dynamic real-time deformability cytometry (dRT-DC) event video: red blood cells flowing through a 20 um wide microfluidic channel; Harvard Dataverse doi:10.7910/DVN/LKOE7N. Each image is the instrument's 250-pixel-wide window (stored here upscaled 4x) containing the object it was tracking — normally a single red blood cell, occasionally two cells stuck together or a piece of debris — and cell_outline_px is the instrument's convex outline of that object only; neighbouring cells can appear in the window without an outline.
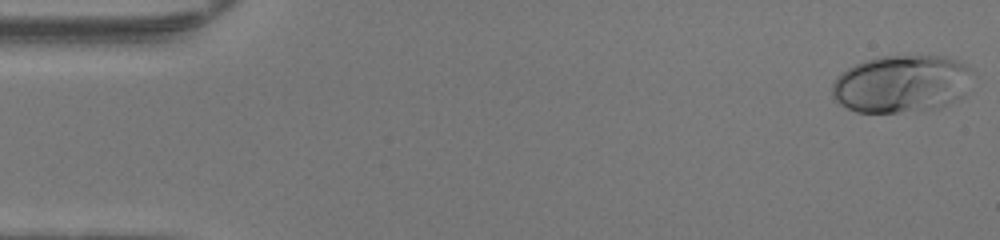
{"species": "human", "species_latin": "Homo sapiens", "temperature_condition": "warm", "stored_images_in_passage": 48, "camera_frame_rate_fps": 3000, "um_per_image_px": 0.085, "donor": {"sex": "female"}, "frame": {"image": 1, "passage_image": 1, "time_ms": 0.0, "image_size_px": [1000, 240], "cell_outline_px": [[968, 68], [960, 96], [948, 104], [936, 108], [900, 112], [856, 112], [840, 104], [832, 96], [832, 84], [836, 76], [848, 68], [864, 60], [884, 56], [944, 56], [968, 64]], "centroid_in_image_um": [76.5, 7.12], "position_along_channel_um": 8.5, "area_um2": 46.07}}
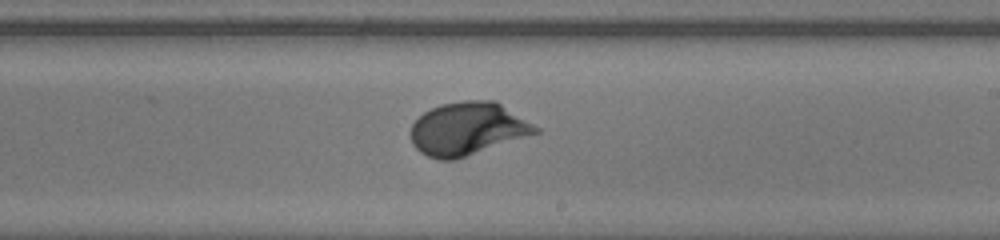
{"frame": {"image": 2, "passage_image": 28, "time_ms": 9.0, "image_size_px": [1000, 240], "cell_outline_px": [[540, 132], [456, 160], [440, 160], [428, 156], [420, 152], [412, 144], [412, 124], [424, 112], [440, 104], [464, 100], [496, 100], [540, 128]], "centroid_in_image_um": [39.77, 10.94], "position_along_channel_um": 249.2, "area_um2": 38.49}}
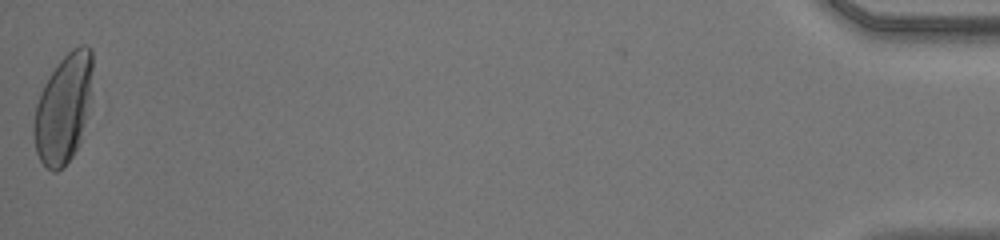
{"frame": {"image": 3, "passage_image": 48, "time_ms": 15.667, "image_size_px": [1000, 240], "cell_outline_px": [[92, 68], [88, 96], [84, 120], [80, 140], [72, 156], [56, 172], [52, 172], [40, 160], [36, 152], [32, 132], [32, 128], [36, 104], [40, 92], [44, 84], [60, 60], [72, 48], [80, 44], [88, 44], [92, 48]], "centroid_in_image_um": [5.34, 9.19], "position_along_channel_um": 429.9, "area_um2": 36.47}, "authors_computed_cell_mechanics": {"area_um2": 36.9053, "velocity_mm_per_s": 4.2594, "shape_relaxation_time_tau1_ms": 3.1201, "shape_relaxation_time_tau2_ms": null, "deformation_change_tau1": 0.1859, "deformation_change_tau2": null}}